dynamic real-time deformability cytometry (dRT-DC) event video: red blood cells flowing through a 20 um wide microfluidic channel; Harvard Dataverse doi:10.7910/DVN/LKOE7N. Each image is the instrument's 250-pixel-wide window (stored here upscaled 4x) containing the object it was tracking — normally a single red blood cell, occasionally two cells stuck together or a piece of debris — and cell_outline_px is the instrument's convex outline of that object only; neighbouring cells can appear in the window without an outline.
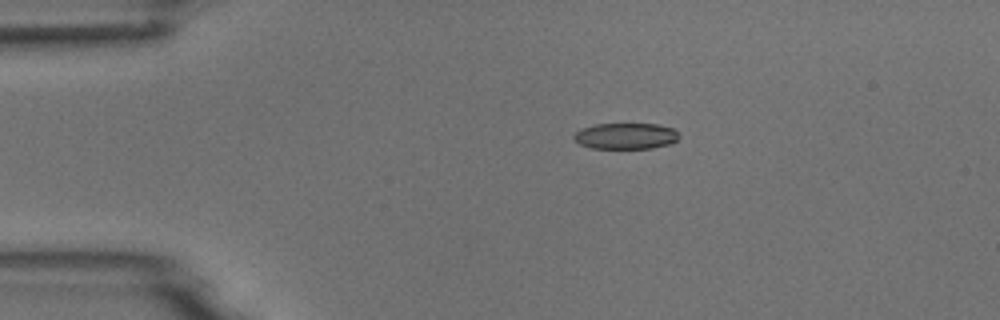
{"species": "common noctule bat (a hibernating species)", "species_latin": "Nyctalus noctula", "temperature_condition": "room temperature", "stored_images_in_passage": 4, "camera_frame_rate_fps": 3000, "um_per_image_px": 0.085, "animal": {"sex": "male", "body_mass_g": 18.8}, "frame": {"image": 1, "passage_image": 1, "time_ms": 0.0, "image_size_px": [1000, 320], "cell_outline_px": [[680, 136], [672, 144], [652, 148], [592, 148], [580, 144], [572, 136], [580, 128], [596, 124], [656, 124], [672, 128]], "centroid_in_image_um": [53.19, 11.56], "position_along_channel_um": 31.8, "area_um2": 15.95}}
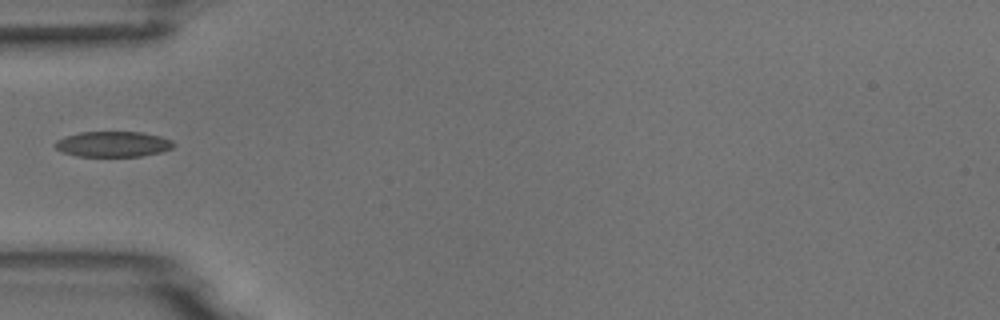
{"frame": {"image": 2, "passage_image": 3, "time_ms": 2.333, "image_size_px": [1000, 320], "cell_outline_px": [[176, 144], [172, 148], [160, 152], [140, 156], [76, 156], [64, 152], [56, 148], [52, 144], [56, 140], [64, 136], [80, 132], [140, 132], [160, 136], [172, 140]], "centroid_in_image_um": [9.59, 12.24], "position_along_channel_um": 75.4, "area_um2": 17.63}}